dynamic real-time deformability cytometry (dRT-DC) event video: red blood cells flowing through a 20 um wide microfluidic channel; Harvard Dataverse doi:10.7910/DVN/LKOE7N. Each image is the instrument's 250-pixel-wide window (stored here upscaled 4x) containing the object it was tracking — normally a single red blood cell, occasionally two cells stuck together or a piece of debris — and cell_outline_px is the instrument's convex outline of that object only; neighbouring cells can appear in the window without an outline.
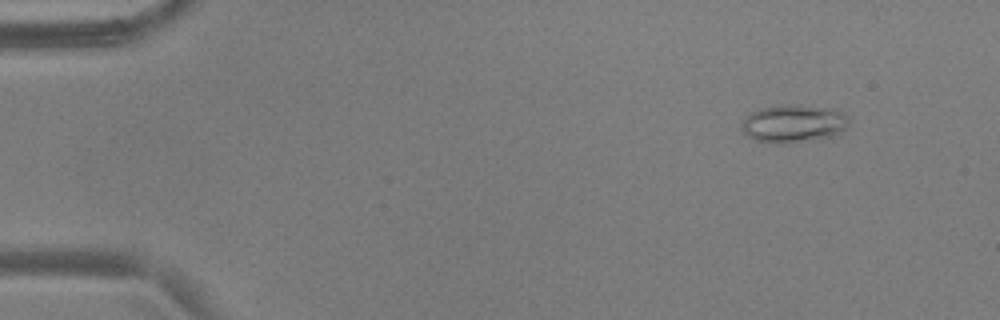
{"species": "common noctule bat (a hibernating species)", "species_latin": "Nyctalus noctula", "temperature_condition": "warm", "stored_images_in_passage": 17, "camera_frame_rate_fps": 3000, "um_per_image_px": 0.085, "animal": {"sex": "male", "body_mass_g": 17.9, "forearm_length_mm": 54.2}, "frame": {"image": 1, "passage_image": 6, "time_ms": 1.667, "image_size_px": [1000, 320], "cell_outline_px": [[848, 124], [840, 136], [824, 140], [788, 144], [776, 144], [756, 140], [748, 136], [740, 128], [740, 124], [752, 112], [760, 108], [788, 104], [800, 104], [836, 108], [848, 116]], "centroid_in_image_um": [67.54, 10.53], "position_along_channel_um": 17.5, "area_um2": 24.68}}